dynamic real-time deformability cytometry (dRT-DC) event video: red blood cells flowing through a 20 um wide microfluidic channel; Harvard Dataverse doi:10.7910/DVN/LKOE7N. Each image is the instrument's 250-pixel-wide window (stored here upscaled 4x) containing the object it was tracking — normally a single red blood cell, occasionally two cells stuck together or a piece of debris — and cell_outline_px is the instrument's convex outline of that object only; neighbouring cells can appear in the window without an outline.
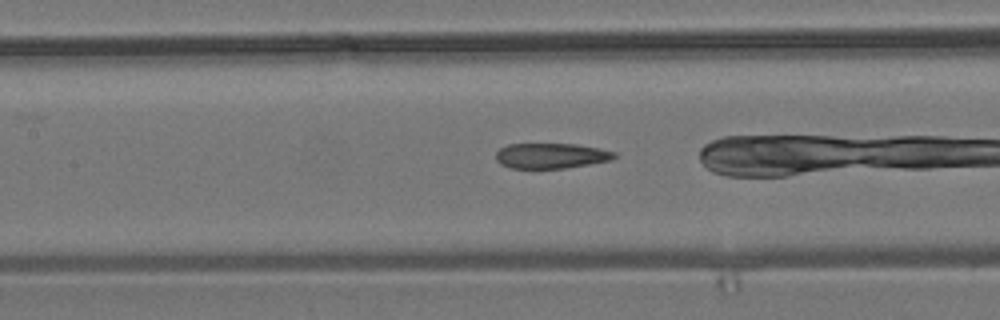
{"species": "common noctule bat (a hibernating species)", "species_latin": "Nyctalus noctula", "temperature_condition": "room temperature", "stored_images_in_passage": 38, "camera_frame_rate_fps": 3000, "um_per_image_px": 0.085, "animal": {"sex": "male", "body_mass_g": 19.2, "forearm_length_mm": 51.8}, "frame": {"image": 1, "passage_image": 21, "time_ms": 6.667, "image_size_px": [1000, 320], "cell_outline_px": [[620, 156], [612, 160], [564, 168], [508, 168], [500, 164], [496, 160], [496, 152], [500, 148], [508, 144], [576, 144], [600, 148], [616, 152]], "centroid_in_image_um": [46.87, 13.24], "position_along_channel_um": 160.5, "area_um2": 17.63}}
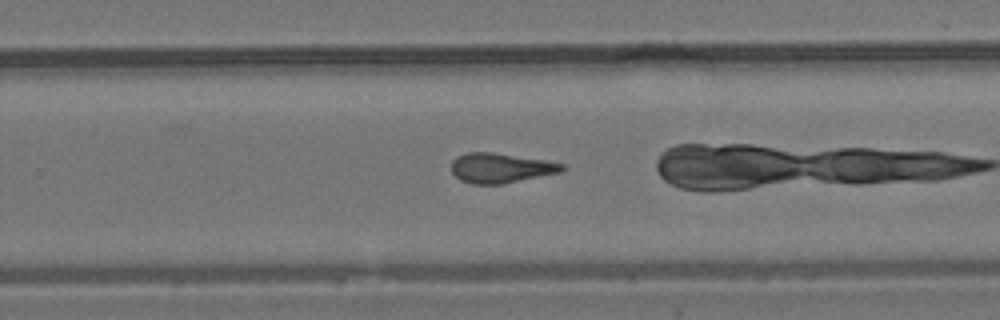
{"frame": {"image": 2, "passage_image": 31, "time_ms": 10.0, "image_size_px": [1000, 320], "cell_outline_px": [[564, 172], [504, 184], [472, 184], [460, 180], [452, 172], [452, 160], [456, 156], [468, 152], [492, 152], [548, 160], [564, 164]], "centroid_in_image_um": [42.59, 14.28], "position_along_channel_um": 287.2, "area_um2": 19.54}}
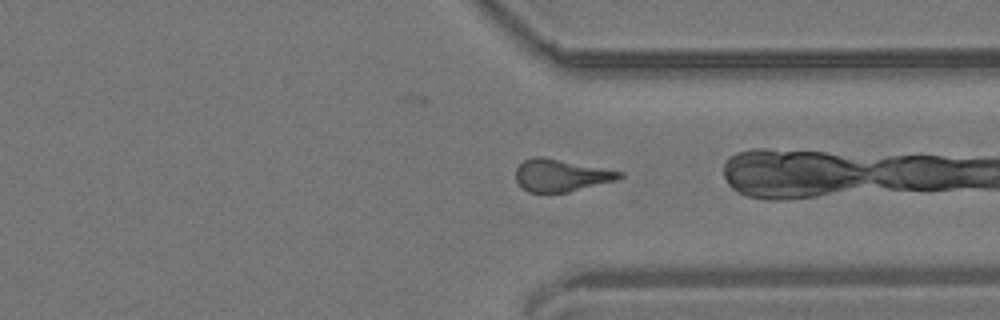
{"frame": {"image": 3, "passage_image": 37, "time_ms": 12.0, "image_size_px": [1000, 320], "cell_outline_px": [[624, 176], [616, 180], [568, 192], [528, 192], [516, 180], [516, 168], [524, 160], [532, 156], [544, 156], [624, 172]], "centroid_in_image_um": [47.69, 14.88], "position_along_channel_um": 363.7, "area_um2": 19.48}}